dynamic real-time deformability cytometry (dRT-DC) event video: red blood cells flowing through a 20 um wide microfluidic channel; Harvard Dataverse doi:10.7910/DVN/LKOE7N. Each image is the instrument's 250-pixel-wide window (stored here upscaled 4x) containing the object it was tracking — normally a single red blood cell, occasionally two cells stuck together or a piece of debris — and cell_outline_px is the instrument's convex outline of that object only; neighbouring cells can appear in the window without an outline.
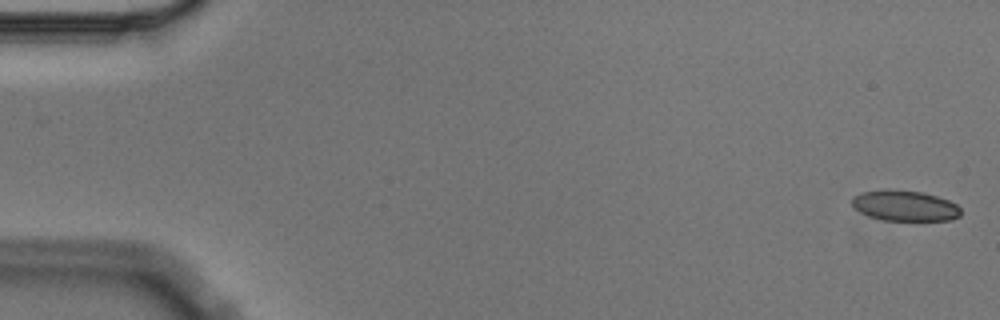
{"species": "Egyptian fruit bat (a non-hibernating species)", "species_latin": "Rousettus aegyptiacus", "temperature_condition": "cold", "stored_images_in_passage": 7, "camera_frame_rate_fps": 3000, "um_per_image_px": 0.085, "animal": {"sex": "male"}, "frame": {"image": 1, "passage_image": 1, "time_ms": 0.0, "image_size_px": [1000, 320], "cell_outline_px": [[960, 216], [948, 220], [884, 220], [868, 216], [860, 212], [852, 204], [852, 196], [860, 192], [924, 192], [948, 200], [956, 204], [960, 208]], "centroid_in_image_um": [76.93, 17.52], "position_along_channel_um": 8.1, "area_um2": 18.61}}
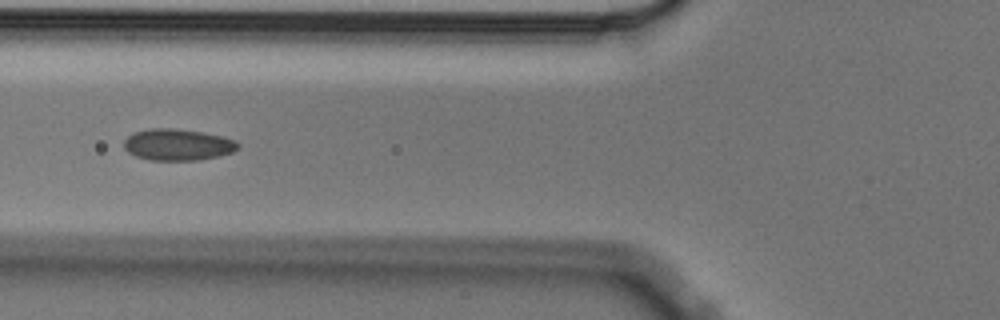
{"frame": {"image": 2, "passage_image": 6, "time_ms": 1.667, "image_size_px": [1000, 320], "cell_outline_px": [[240, 148], [232, 152], [200, 160], [148, 160], [136, 156], [128, 152], [124, 148], [124, 140], [132, 132], [148, 128], [176, 128], [204, 132], [236, 140], [240, 144]], "centroid_in_image_um": [15.09, 12.28], "position_along_channel_um": 110.7, "area_um2": 21.15}}
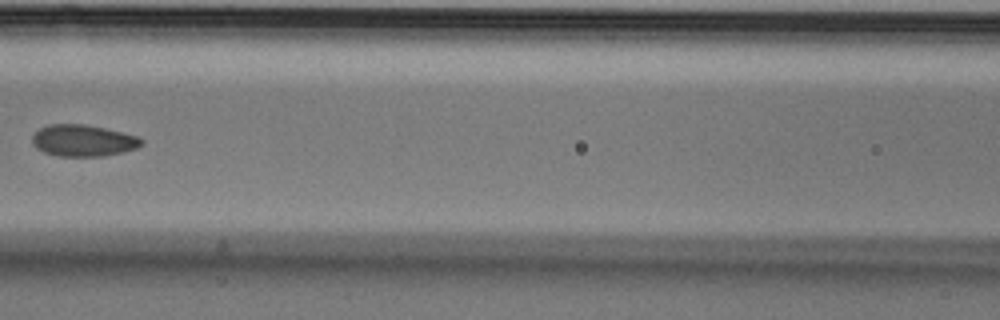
{"frame": {"image": 3, "passage_image": 7, "time_ms": 2.0, "image_size_px": [1000, 320], "cell_outline_px": [[144, 144], [136, 148], [104, 156], [56, 156], [44, 152], [36, 148], [32, 144], [32, 136], [40, 128], [48, 124], [84, 124], [104, 128], [140, 136], [144, 140]], "centroid_in_image_um": [7.07, 11.94], "position_along_channel_um": 159.5, "area_um2": 20.23}}